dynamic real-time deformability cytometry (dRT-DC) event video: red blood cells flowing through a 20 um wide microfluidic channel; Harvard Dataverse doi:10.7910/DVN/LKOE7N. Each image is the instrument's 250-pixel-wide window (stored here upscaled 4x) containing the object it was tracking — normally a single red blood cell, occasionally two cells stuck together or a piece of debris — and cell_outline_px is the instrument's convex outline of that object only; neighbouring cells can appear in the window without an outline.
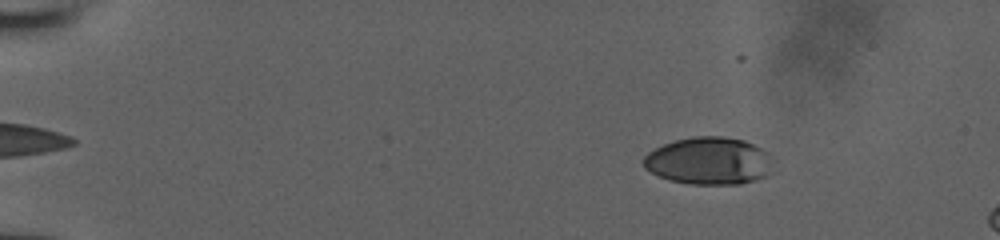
{"species": "human", "species_latin": "Homo sapiens", "temperature_condition": "room temperature", "stored_images_in_passage": 50, "camera_frame_rate_fps": 3000, "um_per_image_px": 0.085, "donor": {"sex": "male"}, "frame": {"image": 1, "passage_image": 6, "time_ms": 1.667, "image_size_px": [1000, 240], "cell_outline_px": [[776, 160], [768, 172], [764, 176], [740, 184], [692, 184], [668, 180], [644, 168], [640, 160], [648, 152], [664, 144], [676, 140], [692, 136], [720, 136], [744, 140], [768, 152]], "centroid_in_image_um": [60.25, 13.67], "position_along_channel_um": 24.8, "area_um2": 35.95}}
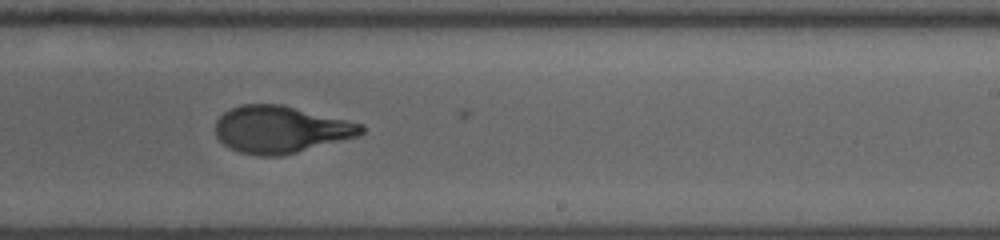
{"frame": {"image": 2, "passage_image": 32, "time_ms": 10.333, "image_size_px": [1000, 240], "cell_outline_px": [[364, 132], [356, 136], [296, 152], [280, 156], [260, 156], [240, 152], [224, 144], [216, 136], [216, 120], [224, 112], [240, 104], [280, 104], [364, 124]], "centroid_in_image_um": [23.83, 10.99], "position_along_channel_um": 265.2, "area_um2": 39.54}}
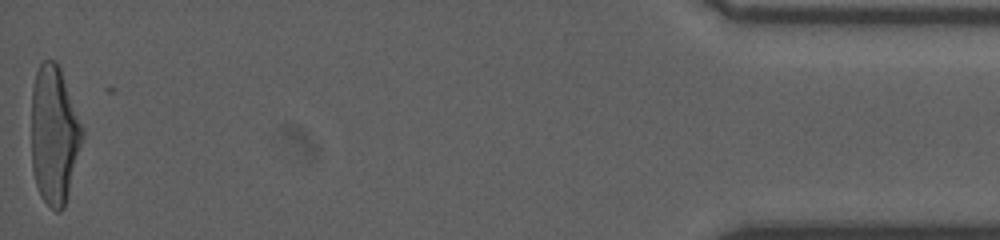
{"frame": {"image": 3, "passage_image": 50, "time_ms": 16.333, "image_size_px": [1000, 240], "cell_outline_px": [[84, 136], [64, 208], [60, 212], [56, 212], [40, 196], [36, 184], [32, 168], [32, 88], [36, 72], [40, 64], [44, 60], [56, 60], [60, 68], [84, 128]], "centroid_in_image_um": [4.61, 11.46], "position_along_channel_um": 430.6, "area_um2": 41.1}}